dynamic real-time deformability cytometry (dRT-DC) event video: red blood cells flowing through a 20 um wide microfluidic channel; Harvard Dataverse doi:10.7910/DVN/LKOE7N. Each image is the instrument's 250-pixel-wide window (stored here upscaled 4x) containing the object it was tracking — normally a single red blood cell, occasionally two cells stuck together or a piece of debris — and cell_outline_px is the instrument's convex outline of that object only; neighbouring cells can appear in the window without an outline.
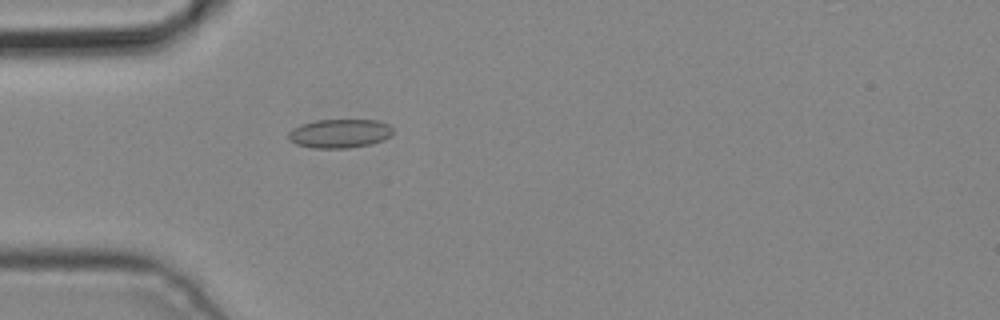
{"species": "common noctule bat (a hibernating species)", "species_latin": "Nyctalus noctula", "temperature_condition": "cold", "stored_images_in_passage": 5, "camera_frame_rate_fps": 3000, "um_per_image_px": 0.085, "animal": {"sex": "male", "body_mass_g": 19.2, "forearm_length_mm": 51.8}, "frame": {"image": 1, "passage_image": 5, "time_ms": 1.333, "image_size_px": [1000, 320], "cell_outline_px": [[392, 132], [384, 140], [372, 144], [348, 148], [312, 148], [296, 144], [288, 140], [288, 132], [292, 128], [316, 120], [376, 120], [388, 124], [392, 128]], "centroid_in_image_um": [28.85, 11.35], "position_along_channel_um": 56.2, "area_um2": 17.57}}